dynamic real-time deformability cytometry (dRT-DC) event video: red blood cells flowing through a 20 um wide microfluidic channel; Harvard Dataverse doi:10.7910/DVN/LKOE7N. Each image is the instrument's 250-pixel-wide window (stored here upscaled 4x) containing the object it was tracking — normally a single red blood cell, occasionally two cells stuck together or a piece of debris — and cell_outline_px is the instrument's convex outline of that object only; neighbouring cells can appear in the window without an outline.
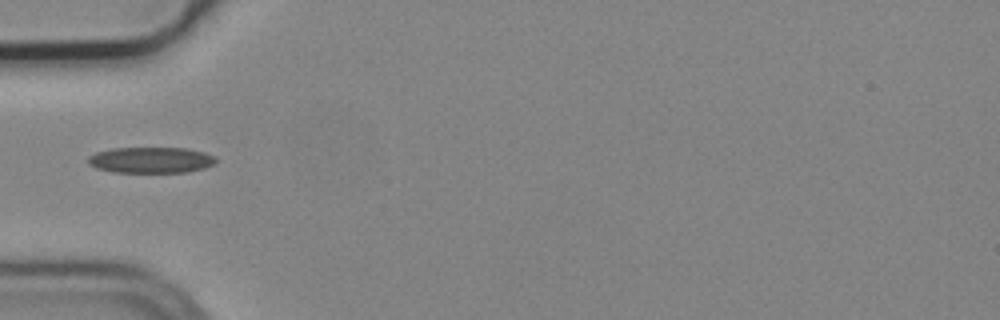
{"species": "common noctule bat (a hibernating species)", "species_latin": "Nyctalus noctula", "temperature_condition": "cold", "stored_images_in_passage": 1, "camera_frame_rate_fps": 3000, "um_per_image_px": 0.085, "animal": {"sex": "male", "body_mass_g": 19.2, "forearm_length_mm": 51.8}, "frame": {"image": 1, "passage_image": 1, "time_ms": 0.0, "image_size_px": [1000, 320], "cell_outline_px": [[216, 160], [212, 164], [204, 168], [188, 172], [112, 172], [96, 168], [88, 164], [88, 156], [96, 152], [112, 148], [188, 148], [204, 152], [216, 156]], "centroid_in_image_um": [12.81, 13.6], "position_along_channel_um": 72.2, "area_um2": 19.42}}